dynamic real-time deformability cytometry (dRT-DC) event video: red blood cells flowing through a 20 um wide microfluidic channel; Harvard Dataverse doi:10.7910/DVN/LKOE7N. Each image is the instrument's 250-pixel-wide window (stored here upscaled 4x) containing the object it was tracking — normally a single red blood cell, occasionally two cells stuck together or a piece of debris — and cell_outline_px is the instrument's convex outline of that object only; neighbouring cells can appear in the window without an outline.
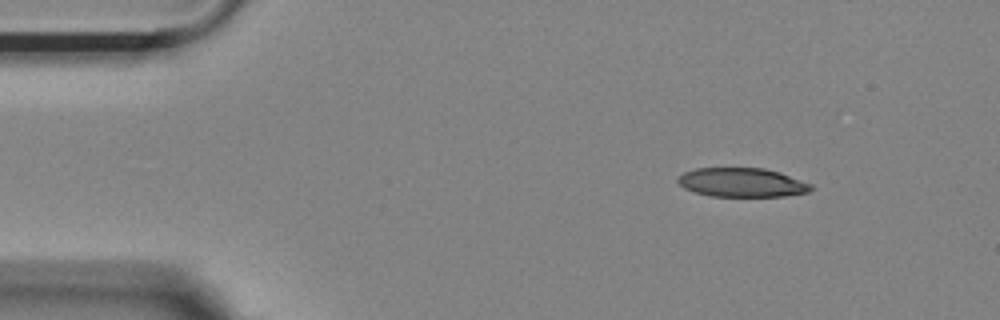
{"species": "Egyptian fruit bat (a non-hibernating species)", "species_latin": "Rousettus aegyptiacus", "temperature_condition": "room temperature", "stored_images_in_passage": 40, "camera_frame_rate_fps": 3000, "um_per_image_px": 0.085, "animal": {"sex": "female"}, "frame": {"image": 1, "passage_image": 1, "time_ms": 0.0, "image_size_px": [1000, 320], "cell_outline_px": [[812, 188], [808, 192], [784, 196], [712, 196], [696, 192], [684, 188], [676, 180], [684, 172], [696, 168], [764, 168], [780, 172], [812, 184]], "centroid_in_image_um": [63.08, 15.5], "position_along_channel_um": 21.9, "area_um2": 22.37}}
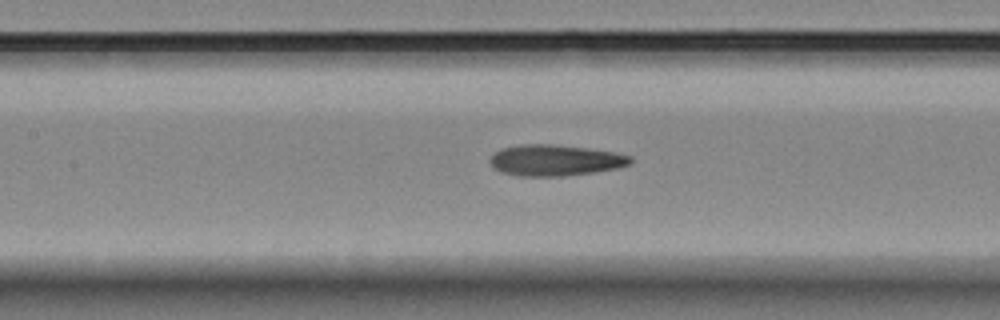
{"frame": {"image": 2, "passage_image": 18, "time_ms": 5.667, "image_size_px": [1000, 320], "cell_outline_px": [[632, 164], [620, 168], [596, 172], [564, 176], [516, 176], [492, 168], [492, 156], [496, 152], [504, 148], [520, 144], [552, 144], [616, 152], [632, 156]], "centroid_in_image_um": [47.26, 13.63], "position_along_channel_um": 160.1, "area_um2": 25.43}}
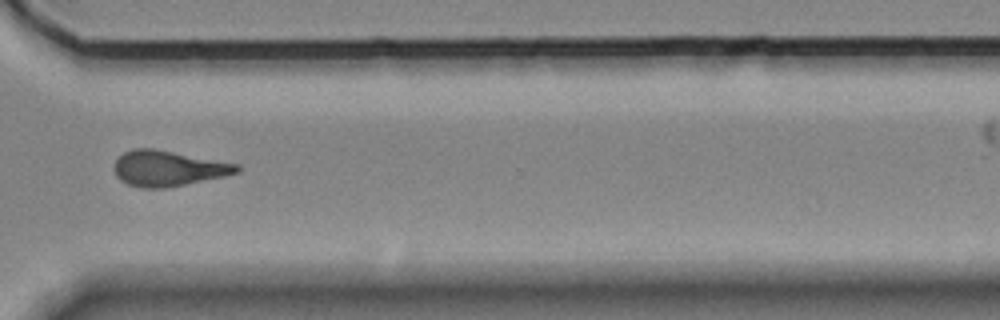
{"frame": {"image": 3, "passage_image": 34, "time_ms": 11.0, "image_size_px": [1000, 320], "cell_outline_px": [[240, 172], [224, 176], [164, 188], [140, 188], [128, 184], [120, 180], [116, 176], [112, 168], [116, 160], [124, 152], [132, 148], [152, 148], [240, 164]], "centroid_in_image_um": [14.26, 14.31], "position_along_channel_um": 356.3, "area_um2": 25.37}}